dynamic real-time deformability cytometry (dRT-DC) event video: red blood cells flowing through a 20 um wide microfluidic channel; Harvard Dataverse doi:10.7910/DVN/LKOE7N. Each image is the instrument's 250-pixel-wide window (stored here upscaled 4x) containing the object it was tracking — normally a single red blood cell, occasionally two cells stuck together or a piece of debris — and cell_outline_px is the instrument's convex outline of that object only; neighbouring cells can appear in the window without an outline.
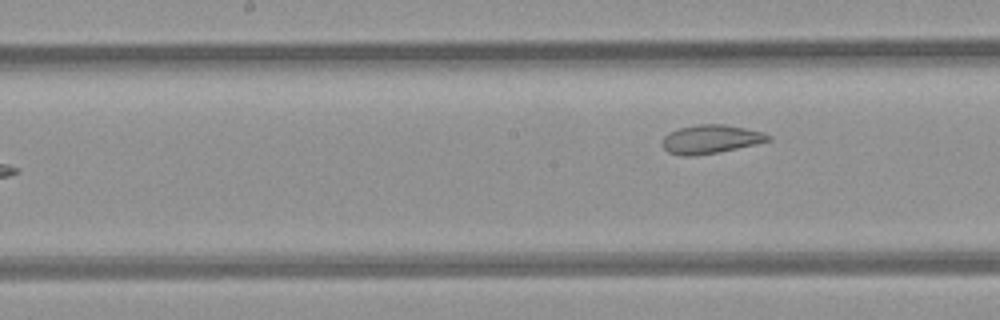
{"species": "common noctule bat (a hibernating species)", "species_latin": "Nyctalus noctula", "temperature_condition": "room temperature", "stored_images_in_passage": 7, "camera_frame_rate_fps": 3000, "um_per_image_px": 0.085, "animal": {"sex": "female", "body_mass_g": 21.9}, "frame": {"image": 1, "passage_image": 7, "time_ms": 8.0, "image_size_px": [1000, 320], "cell_outline_px": [[772, 140], [756, 144], [696, 156], [684, 156], [668, 152], [664, 148], [664, 136], [668, 132], [680, 128], [696, 124], [724, 124], [764, 132], [772, 136]], "centroid_in_image_um": [60.43, 11.82], "position_along_channel_um": 187.8, "area_um2": 17.57}}